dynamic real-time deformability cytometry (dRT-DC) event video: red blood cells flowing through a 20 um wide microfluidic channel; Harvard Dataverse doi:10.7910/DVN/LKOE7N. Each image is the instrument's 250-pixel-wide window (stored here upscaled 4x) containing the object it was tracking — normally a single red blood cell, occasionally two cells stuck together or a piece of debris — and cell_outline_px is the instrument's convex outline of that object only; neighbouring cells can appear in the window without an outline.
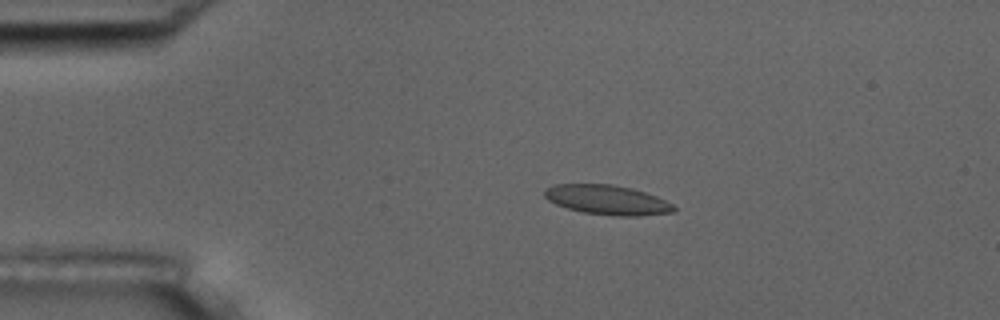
{"species": "common noctule bat (a hibernating species)", "species_latin": "Nyctalus noctula", "temperature_condition": "room temperature", "stored_images_in_passage": 4, "camera_frame_rate_fps": 3000, "um_per_image_px": 0.085, "animal": {"sex": "male", "body_mass_g": 17.5, "forearm_length_mm": 52.3}, "frame": {"image": 1, "passage_image": 2, "time_ms": 1.0, "image_size_px": [1000, 320], "cell_outline_px": [[676, 208], [672, 212], [640, 216], [616, 216], [584, 212], [568, 208], [556, 204], [548, 200], [544, 196], [544, 188], [556, 184], [612, 184], [632, 188], [656, 196], [672, 204]], "centroid_in_image_um": [51.59, 16.98], "position_along_channel_um": 33.4, "area_um2": 22.2}}
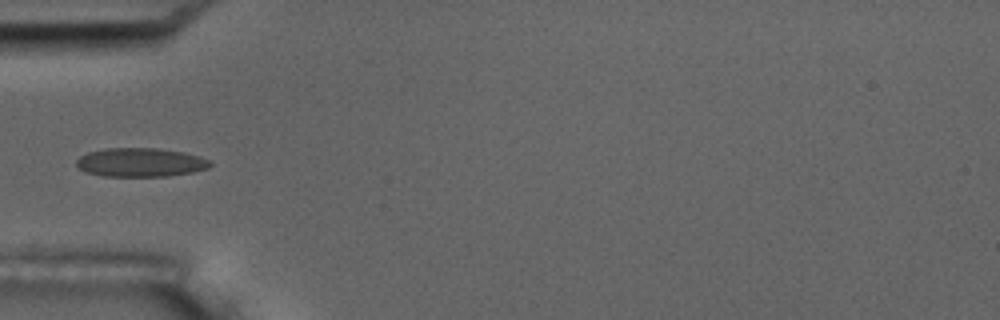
{"frame": {"image": 2, "passage_image": 4, "time_ms": 3.333, "image_size_px": [1000, 320], "cell_outline_px": [[212, 164], [208, 168], [192, 172], [168, 176], [104, 176], [84, 172], [76, 168], [76, 160], [80, 156], [88, 152], [104, 148], [156, 148], [184, 152], [200, 156], [212, 160]], "centroid_in_image_um": [11.93, 13.8], "position_along_channel_um": 73.1, "area_um2": 22.72}}